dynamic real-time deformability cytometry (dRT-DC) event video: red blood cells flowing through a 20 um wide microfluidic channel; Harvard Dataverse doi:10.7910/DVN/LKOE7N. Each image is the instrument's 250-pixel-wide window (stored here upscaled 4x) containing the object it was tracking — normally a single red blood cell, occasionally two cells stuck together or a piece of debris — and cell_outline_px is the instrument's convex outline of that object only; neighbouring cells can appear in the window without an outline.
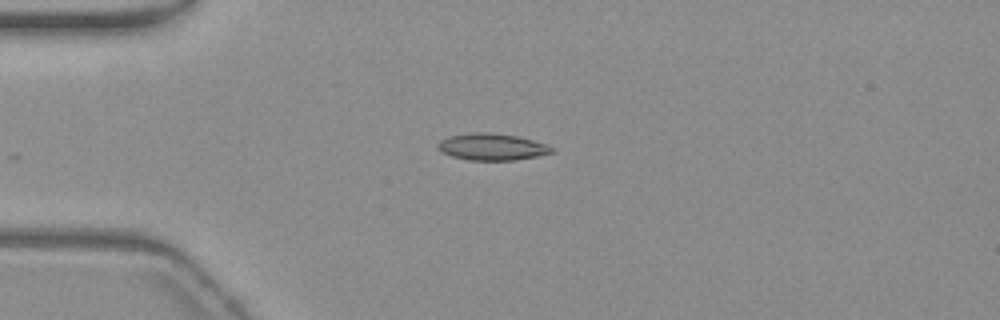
{"species": "common noctule bat (a hibernating species)", "species_latin": "Nyctalus noctula", "temperature_condition": "warm", "stored_images_in_passage": 31, "camera_frame_rate_fps": 3000, "um_per_image_px": 0.085, "animal": {"sex": "female", "body_mass_g": 19.3, "forearm_length_mm": 54.1}, "frame": {"image": 1, "passage_image": 1, "time_ms": 0.0, "image_size_px": [1000, 320], "cell_outline_px": [[552, 152], [536, 156], [516, 160], [468, 160], [452, 156], [440, 152], [436, 148], [436, 144], [440, 140], [448, 136], [472, 132], [488, 132], [516, 136], [532, 140], [544, 144], [552, 148]], "centroid_in_image_um": [41.71, 12.48], "position_along_channel_um": 43.3, "area_um2": 17.69}}
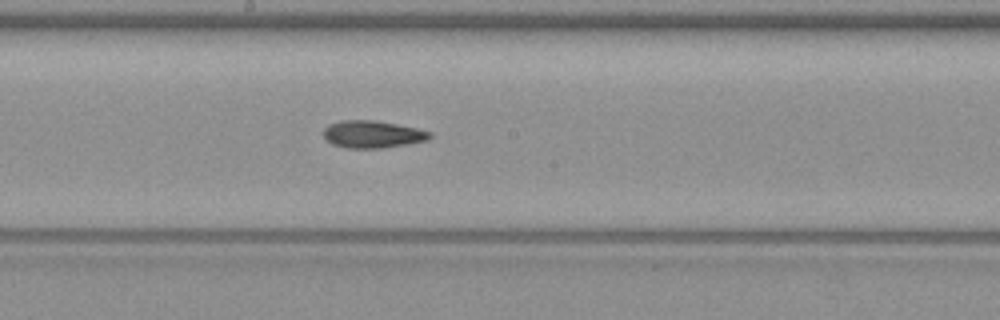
{"frame": {"image": 2, "passage_image": 17, "time_ms": 5.333, "image_size_px": [1000, 320], "cell_outline_px": [[432, 136], [428, 140], [408, 144], [380, 148], [344, 148], [332, 144], [324, 140], [324, 128], [328, 124], [340, 120], [376, 120], [416, 128], [432, 132]], "centroid_in_image_um": [31.64, 11.41], "position_along_channel_um": 216.6, "area_um2": 17.11}}
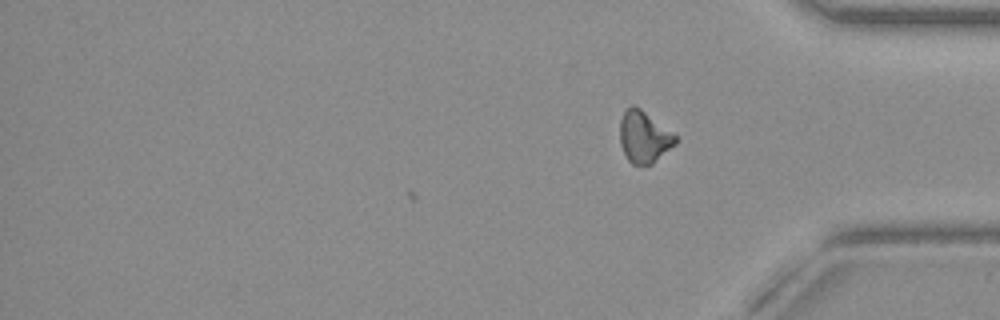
{"frame": {"image": 3, "passage_image": 31, "time_ms": 10.0, "image_size_px": [1000, 320], "cell_outline_px": [[676, 144], [652, 164], [632, 164], [628, 160], [620, 144], [620, 120], [624, 108], [632, 104], [640, 108], [676, 136]], "centroid_in_image_um": [54.7, 11.62], "position_along_channel_um": 380.5, "area_um2": 16.59}, "authors_computed_cell_mechanics": {"area_um2": 16.8198, "velocity_mm_per_s": 3.6992, "shape_relaxation_time_tau1_ms": null, "shape_relaxation_time_tau2_ms": 6.5876, "deformation_change_tau1": null, "deformation_change_tau2": 0.136}}